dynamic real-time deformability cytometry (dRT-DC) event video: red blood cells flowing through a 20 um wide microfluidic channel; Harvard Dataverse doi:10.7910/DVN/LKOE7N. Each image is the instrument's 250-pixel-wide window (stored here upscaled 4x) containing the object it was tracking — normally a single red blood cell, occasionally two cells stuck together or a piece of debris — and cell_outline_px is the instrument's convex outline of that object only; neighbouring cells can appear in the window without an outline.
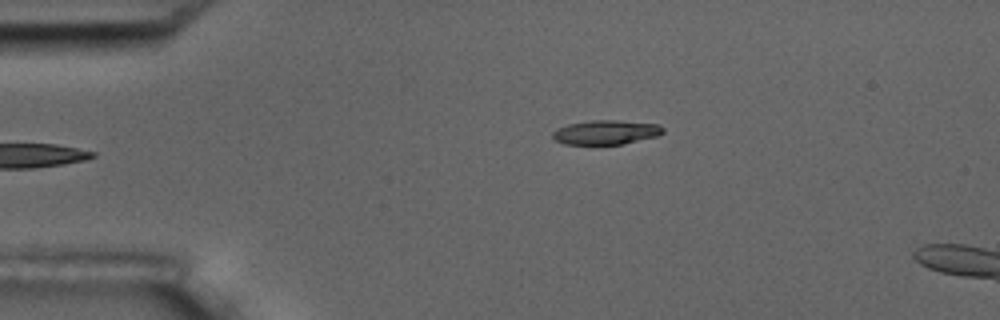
{"species": "common noctule bat (a hibernating species)", "species_latin": "Nyctalus noctula", "temperature_condition": "room temperature", "stored_images_in_passage": 6, "camera_frame_rate_fps": 3000, "um_per_image_px": 0.085, "animal": {"sex": "male", "body_mass_g": 17.5, "forearm_length_mm": 52.3}, "frame": {"image": 1, "passage_image": 6, "time_ms": 6.0, "image_size_px": [1000, 320], "cell_outline_px": [[664, 132], [656, 136], [624, 144], [564, 144], [556, 140], [552, 136], [552, 132], [556, 128], [568, 124], [592, 120], [616, 120], [660, 124], [664, 128]], "centroid_in_image_um": [51.51, 11.24], "position_along_channel_um": 33.5, "area_um2": 15.66}}